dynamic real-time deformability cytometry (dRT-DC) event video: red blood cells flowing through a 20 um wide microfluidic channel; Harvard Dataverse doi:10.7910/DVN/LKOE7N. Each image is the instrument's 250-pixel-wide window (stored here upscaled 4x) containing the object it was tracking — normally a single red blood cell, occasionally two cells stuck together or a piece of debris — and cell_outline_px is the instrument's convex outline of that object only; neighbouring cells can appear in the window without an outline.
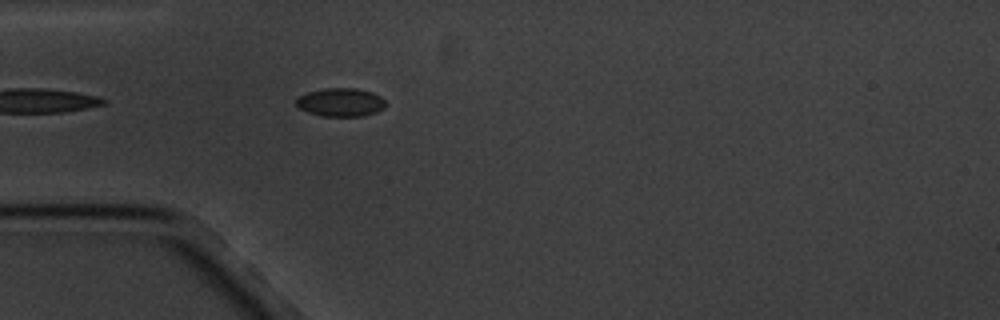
{"species": "common noctule bat (a hibernating species)", "species_latin": "Nyctalus noctula", "temperature_condition": "cold", "stored_images_in_passage": 3, "camera_frame_rate_fps": 3000, "um_per_image_px": 0.085, "animal": {"sex": "male", "body_mass_g": 20.1, "forearm_length_mm": 53.5}, "frame": {"image": 1, "passage_image": 3, "time_ms": 2.333, "image_size_px": [1000, 320], "cell_outline_px": [[384, 108], [376, 112], [360, 116], [324, 116], [308, 112], [300, 108], [296, 104], [296, 100], [300, 96], [308, 92], [324, 88], [356, 88], [372, 92], [380, 96], [384, 100]], "centroid_in_image_um": [28.96, 8.69], "position_along_channel_um": 56.0, "area_um2": 14.62}}